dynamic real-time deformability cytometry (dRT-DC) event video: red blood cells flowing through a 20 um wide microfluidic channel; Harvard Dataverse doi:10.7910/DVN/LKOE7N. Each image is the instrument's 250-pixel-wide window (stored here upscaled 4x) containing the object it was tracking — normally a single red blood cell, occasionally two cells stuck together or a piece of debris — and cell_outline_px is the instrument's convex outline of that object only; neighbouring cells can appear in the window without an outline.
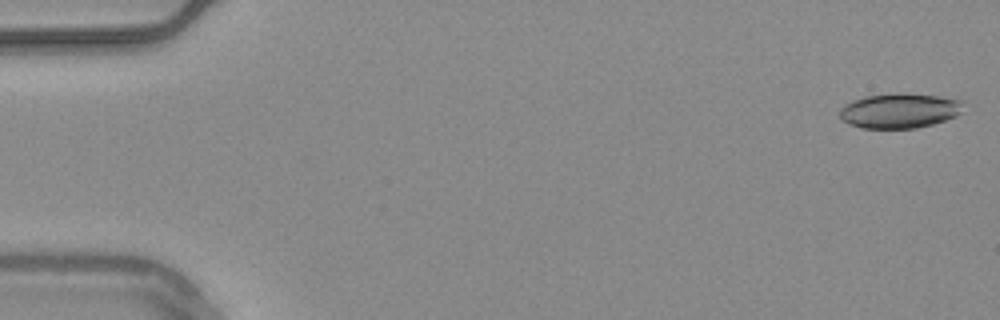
{"species": "common noctule bat (a hibernating species)", "species_latin": "Nyctalus noctula", "temperature_condition": "warm", "stored_images_in_passage": 10, "camera_frame_rate_fps": 3000, "um_per_image_px": 0.085, "animal": {"sex": "male", "body_mass_g": 20.4}, "frame": {"image": 1, "passage_image": 1, "time_ms": 0.0, "image_size_px": [1000, 320], "cell_outline_px": [[964, 100], [960, 112], [956, 116], [932, 124], [916, 128], [864, 128], [848, 124], [840, 116], [840, 108], [852, 100], [864, 96], [940, 96]], "centroid_in_image_um": [76.46, 9.45], "position_along_channel_um": 8.5, "area_um2": 24.1}}